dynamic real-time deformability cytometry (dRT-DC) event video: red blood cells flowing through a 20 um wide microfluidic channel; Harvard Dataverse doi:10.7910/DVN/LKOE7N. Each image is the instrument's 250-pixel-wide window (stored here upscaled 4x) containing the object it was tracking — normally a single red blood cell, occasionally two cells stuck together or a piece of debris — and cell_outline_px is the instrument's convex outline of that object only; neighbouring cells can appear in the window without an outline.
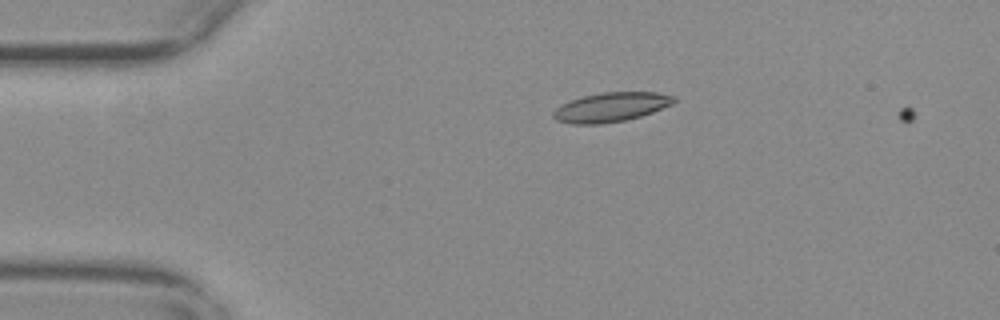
{"species": "common noctule bat (a hibernating species)", "species_latin": "Nyctalus noctula", "temperature_condition": "warm", "stored_images_in_passage": 3, "camera_frame_rate_fps": 3000, "um_per_image_px": 0.085, "animal": {"sex": "female", "body_mass_g": 29.2, "forearm_length_mm": 56.3}, "frame": {"image": 1, "passage_image": 2, "time_ms": 0.333, "image_size_px": [1000, 320], "cell_outline_px": [[676, 100], [672, 104], [652, 112], [640, 116], [624, 120], [600, 124], [572, 124], [556, 120], [552, 116], [552, 112], [560, 104], [584, 96], [604, 92], [656, 92], [676, 96]], "centroid_in_image_um": [51.92, 9.1], "position_along_channel_um": 33.1, "area_um2": 20.52}}